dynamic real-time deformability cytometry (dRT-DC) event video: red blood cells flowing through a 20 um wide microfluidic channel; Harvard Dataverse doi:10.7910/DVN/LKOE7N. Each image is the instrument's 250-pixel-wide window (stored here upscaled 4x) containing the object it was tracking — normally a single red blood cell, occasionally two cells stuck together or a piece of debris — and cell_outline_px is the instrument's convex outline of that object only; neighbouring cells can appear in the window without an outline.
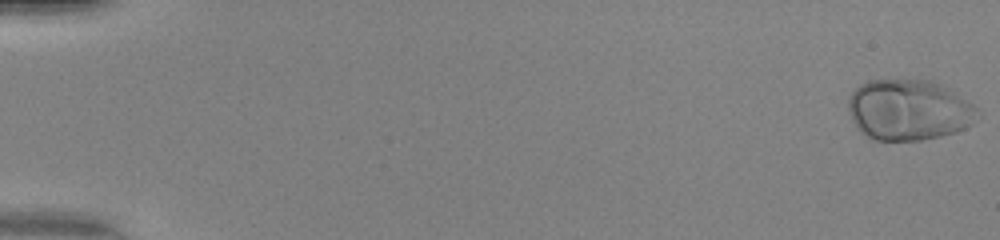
{"species": "human", "species_latin": "Homo sapiens", "temperature_condition": "warm", "stored_images_in_passage": 51, "camera_frame_rate_fps": 3000, "um_per_image_px": 0.085, "donor": {"sex": "female"}, "frame": {"image": 1, "passage_image": 1, "time_ms": 0.0, "image_size_px": [1000, 240], "cell_outline_px": [[976, 108], [972, 124], [956, 132], [940, 136], [920, 140], [876, 140], [860, 132], [856, 128], [852, 120], [848, 108], [848, 100], [852, 92], [860, 84], [868, 80], [932, 80], [956, 92], [972, 104]], "centroid_in_image_um": [77.2, 9.34], "position_along_channel_um": 7.8, "area_um2": 45.55}}
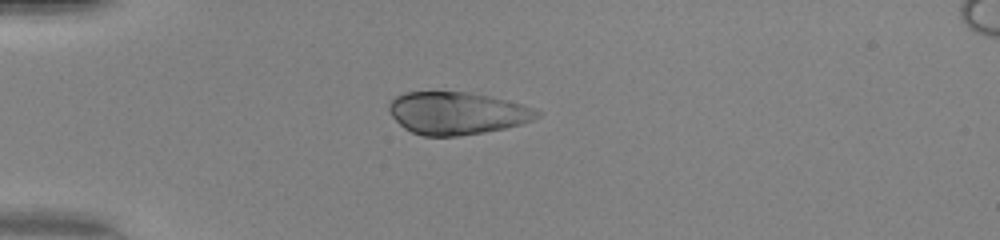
{"frame": {"image": 2, "passage_image": 15, "time_ms": 4.667, "image_size_px": [1000, 240], "cell_outline_px": [[540, 116], [532, 120], [520, 124], [504, 128], [484, 132], [460, 136], [424, 136], [412, 132], [404, 128], [388, 112], [388, 104], [396, 96], [404, 92], [468, 92], [508, 100], [532, 108], [540, 112]], "centroid_in_image_um": [38.81, 9.62], "position_along_channel_um": 46.2, "area_um2": 36.47}}
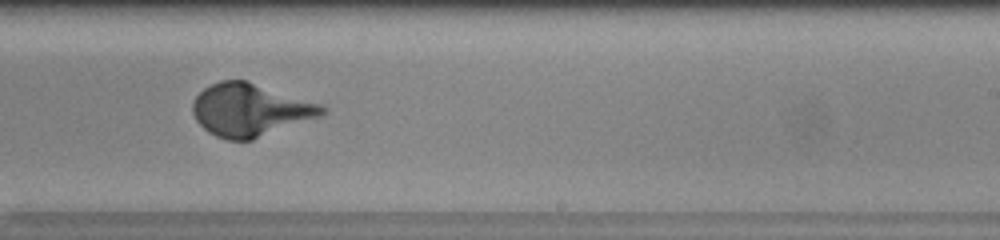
{"frame": {"image": 3, "passage_image": 33, "time_ms": 10.667, "image_size_px": [1000, 240], "cell_outline_px": [[328, 112], [320, 116], [252, 140], [228, 140], [216, 136], [208, 132], [196, 120], [192, 112], [192, 104], [196, 96], [204, 88], [220, 80], [244, 80], [320, 104], [328, 108]], "centroid_in_image_um": [21.24, 9.35], "position_along_channel_um": 267.8, "area_um2": 39.3}}